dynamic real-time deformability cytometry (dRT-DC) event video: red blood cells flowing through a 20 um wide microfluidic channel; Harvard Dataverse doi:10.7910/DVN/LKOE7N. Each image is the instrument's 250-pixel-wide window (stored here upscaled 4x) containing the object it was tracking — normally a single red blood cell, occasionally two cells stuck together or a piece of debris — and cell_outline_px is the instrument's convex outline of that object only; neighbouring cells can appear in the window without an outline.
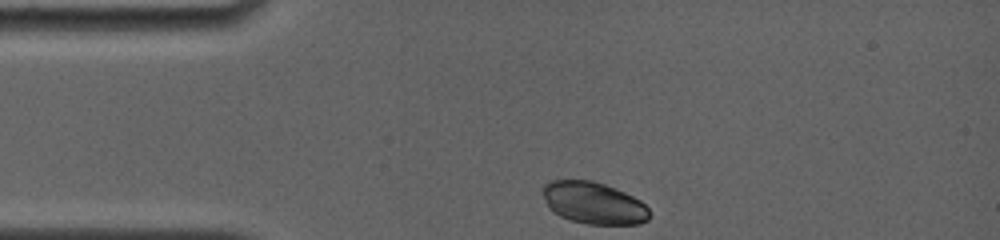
{"species": "common noctule bat (a hibernating species)", "species_latin": "Nyctalus noctula", "temperature_condition": "room temperature", "stored_images_in_passage": 22, "camera_frame_rate_fps": 4000, "um_per_image_px": 0.085, "animal": {"sex": "female", "body_mass_g": 19.0, "forearm_length_mm": 56.7}, "frame": {"image": 1, "passage_image": 1, "time_ms": 0.0, "image_size_px": [1000, 240], "cell_outline_px": [[648, 220], [640, 224], [588, 224], [572, 220], [560, 216], [552, 212], [548, 208], [544, 196], [544, 184], [552, 180], [592, 180], [616, 188], [640, 200], [648, 208]], "centroid_in_image_um": [50.45, 17.25], "position_along_channel_um": 34.5, "area_um2": 25.95}}
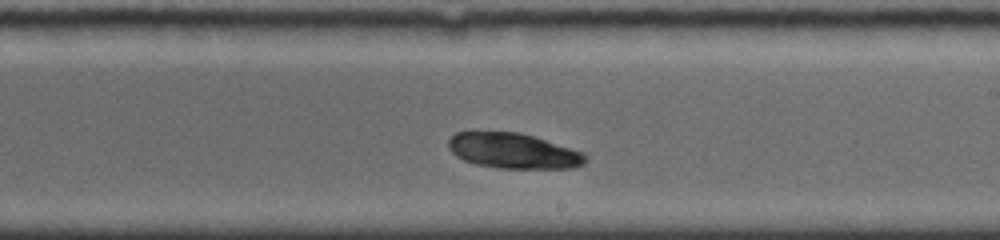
{"frame": {"image": 2, "passage_image": 13, "time_ms": 6.5, "image_size_px": [1000, 240], "cell_outline_px": [[588, 156], [584, 164], [576, 168], [500, 168], [476, 164], [464, 160], [456, 156], [448, 148], [448, 140], [456, 132], [472, 128], [520, 132], [584, 152]], "centroid_in_image_um": [43.57, 12.77], "position_along_channel_um": 245.4, "area_um2": 29.13}}
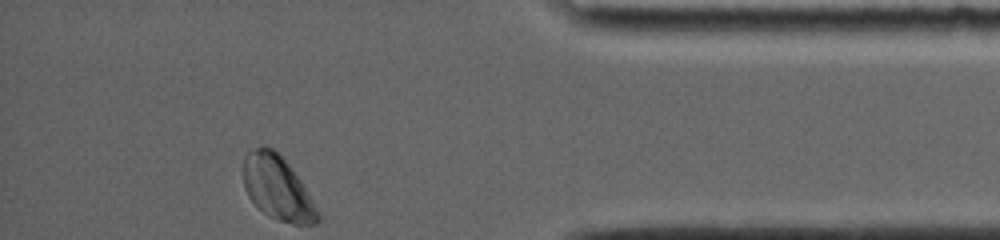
{"frame": {"image": 3, "passage_image": 22, "time_ms": 11.5, "image_size_px": [1000, 240], "cell_outline_px": [[320, 220], [316, 224], [292, 224], [280, 220], [264, 212], [248, 196], [244, 188], [244, 156], [248, 152], [260, 144], [264, 144], [272, 148], [288, 164], [300, 180], [316, 208], [320, 216]], "centroid_in_image_um": [23.57, 15.95], "position_along_channel_um": 411.6, "area_um2": 27.22}}